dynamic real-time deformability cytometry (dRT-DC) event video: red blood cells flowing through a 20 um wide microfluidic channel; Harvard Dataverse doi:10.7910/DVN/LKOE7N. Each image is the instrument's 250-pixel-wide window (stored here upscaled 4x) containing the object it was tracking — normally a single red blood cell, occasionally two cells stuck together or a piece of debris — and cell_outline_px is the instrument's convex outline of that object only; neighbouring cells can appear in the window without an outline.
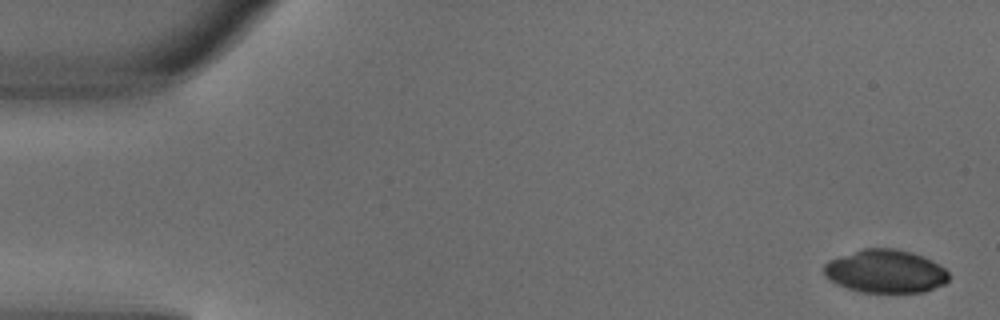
{"species": "common noctule bat (a hibernating species)", "species_latin": "Nyctalus noctula", "temperature_condition": "warm", "stored_images_in_passage": 5, "camera_frame_rate_fps": 3000, "um_per_image_px": 0.085, "animal": {"sex": "male", "body_mass_g": 18.8}, "frame": {"image": 1, "passage_image": 1, "time_ms": 0.0, "image_size_px": [1000, 320], "cell_outline_px": [[948, 280], [944, 284], [924, 292], [860, 292], [836, 284], [824, 276], [824, 264], [828, 260], [864, 248], [896, 248], [912, 252], [932, 260], [944, 268], [948, 272]], "centroid_in_image_um": [75.25, 23.06], "position_along_channel_um": 9.8, "area_um2": 31.44}}
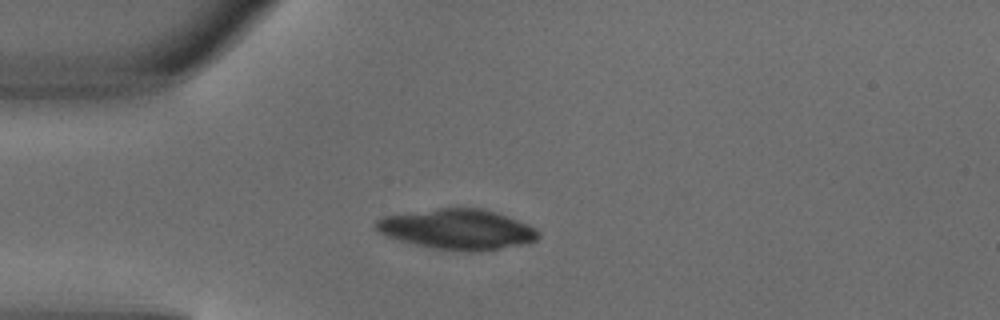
{"frame": {"image": 2, "passage_image": 4, "time_ms": 1.0, "image_size_px": [1000, 320], "cell_outline_px": [[540, 236], [536, 240], [528, 244], [480, 252], [468, 252], [436, 248], [400, 240], [388, 236], [380, 232], [376, 228], [376, 220], [384, 216], [440, 208], [480, 208], [496, 212], [528, 224], [536, 228], [540, 232]], "centroid_in_image_um": [38.97, 19.5], "position_along_channel_um": 46.0, "area_um2": 37.92}}